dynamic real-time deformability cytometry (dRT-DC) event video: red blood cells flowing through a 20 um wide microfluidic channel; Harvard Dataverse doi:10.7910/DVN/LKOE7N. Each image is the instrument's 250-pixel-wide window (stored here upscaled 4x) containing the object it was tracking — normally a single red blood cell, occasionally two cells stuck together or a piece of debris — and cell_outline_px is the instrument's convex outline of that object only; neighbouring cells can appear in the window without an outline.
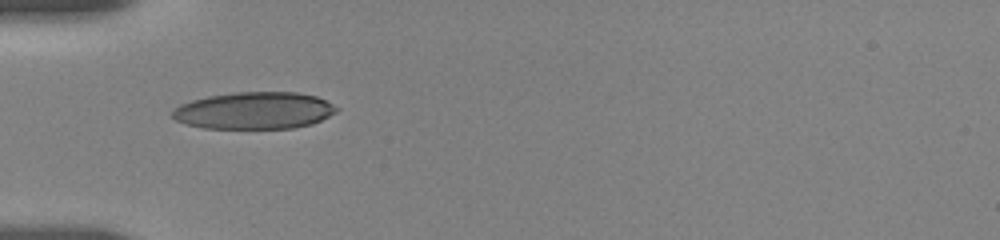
{"species": "human", "species_latin": "Homo sapiens", "temperature_condition": "room temperature", "stored_images_in_passage": 8, "camera_frame_rate_fps": 3000, "um_per_image_px": 0.085, "donor": {"sex": "female"}, "frame": {"image": 1, "passage_image": 1, "time_ms": 0.0, "image_size_px": [1000, 240], "cell_outline_px": [[340, 108], [336, 112], [312, 124], [292, 128], [204, 128], [188, 124], [176, 120], [172, 116], [172, 112], [180, 104], [192, 100], [208, 96], [236, 92], [296, 92], [316, 96]], "centroid_in_image_um": [21.62, 9.39], "position_along_channel_um": 63.4, "area_um2": 35.2}}
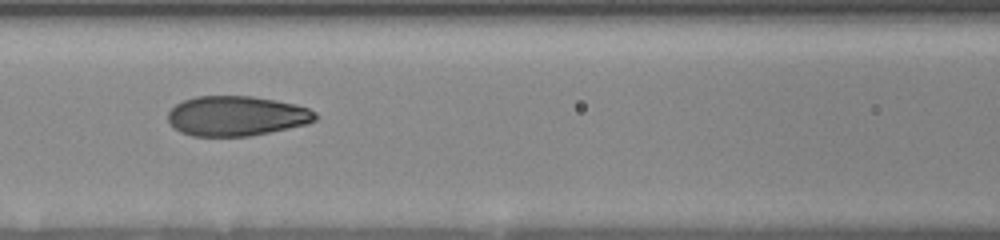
{"frame": {"image": 2, "passage_image": 5, "time_ms": 2.333, "image_size_px": [1000, 240], "cell_outline_px": [[320, 116], [316, 120], [308, 124], [248, 136], [192, 136], [180, 132], [172, 128], [168, 120], [168, 112], [176, 104], [184, 100], [196, 96], [252, 96], [276, 100], [296, 104], [308, 108], [316, 112]], "centroid_in_image_um": [20.11, 9.85], "position_along_channel_um": 146.5, "area_um2": 34.51}}
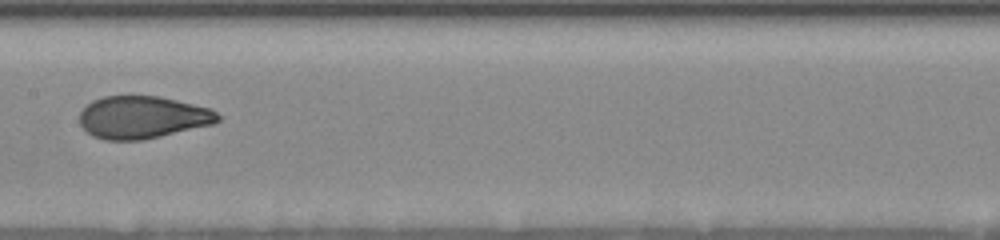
{"frame": {"image": 3, "passage_image": 7, "time_ms": 3.667, "image_size_px": [1000, 240], "cell_outline_px": [[220, 120], [212, 124], [160, 136], [140, 140], [104, 140], [92, 136], [80, 124], [80, 112], [92, 100], [104, 96], [128, 92], [160, 96], [212, 108], [220, 116]], "centroid_in_image_um": [12.09, 9.92], "position_along_channel_um": 195.3, "area_um2": 34.97}}